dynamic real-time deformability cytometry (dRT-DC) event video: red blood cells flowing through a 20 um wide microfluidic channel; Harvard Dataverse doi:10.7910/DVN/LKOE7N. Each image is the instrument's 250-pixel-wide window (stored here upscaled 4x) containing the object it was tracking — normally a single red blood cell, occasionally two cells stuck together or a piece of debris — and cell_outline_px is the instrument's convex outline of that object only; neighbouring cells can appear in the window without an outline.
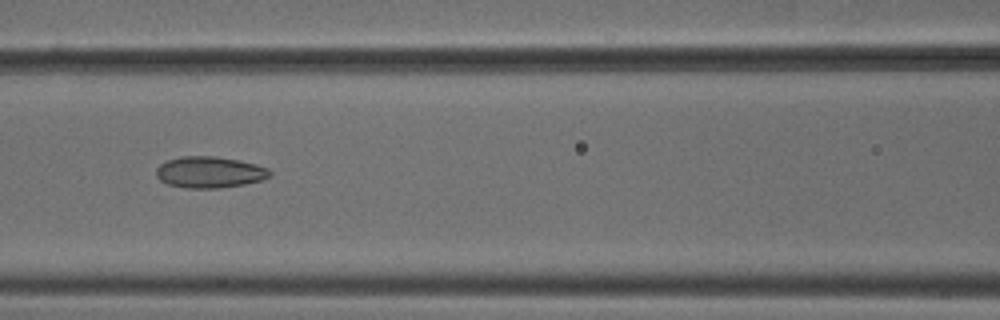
{"species": "common noctule bat (a hibernating species)", "species_latin": "Nyctalus noctula", "temperature_condition": "cold", "stored_images_in_passage": 7, "camera_frame_rate_fps": 3000, "um_per_image_px": 0.085, "animal": {"sex": "male", "body_mass_g": 18.8}, "frame": {"image": 1, "passage_image": 6, "time_ms": 1.667, "image_size_px": [1000, 320], "cell_outline_px": [[272, 176], [264, 180], [244, 184], [220, 188], [188, 188], [168, 184], [160, 180], [156, 176], [156, 168], [160, 164], [168, 160], [180, 156], [216, 156], [240, 160], [256, 164], [268, 168], [272, 172]], "centroid_in_image_um": [17.85, 14.63], "position_along_channel_um": 148.7, "area_um2": 20.98}}
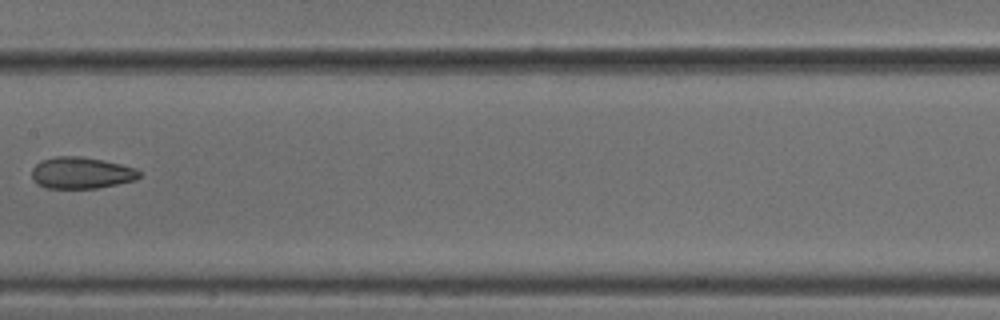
{"frame": {"image": 2, "passage_image": 7, "time_ms": 2.0, "image_size_px": [1000, 320], "cell_outline_px": [[140, 176], [136, 180], [96, 188], [44, 188], [36, 184], [32, 180], [32, 168], [36, 164], [44, 160], [56, 156], [80, 156], [104, 160], [136, 168], [140, 172]], "centroid_in_image_um": [6.89, 14.7], "position_along_channel_um": 200.5, "area_um2": 19.83}}